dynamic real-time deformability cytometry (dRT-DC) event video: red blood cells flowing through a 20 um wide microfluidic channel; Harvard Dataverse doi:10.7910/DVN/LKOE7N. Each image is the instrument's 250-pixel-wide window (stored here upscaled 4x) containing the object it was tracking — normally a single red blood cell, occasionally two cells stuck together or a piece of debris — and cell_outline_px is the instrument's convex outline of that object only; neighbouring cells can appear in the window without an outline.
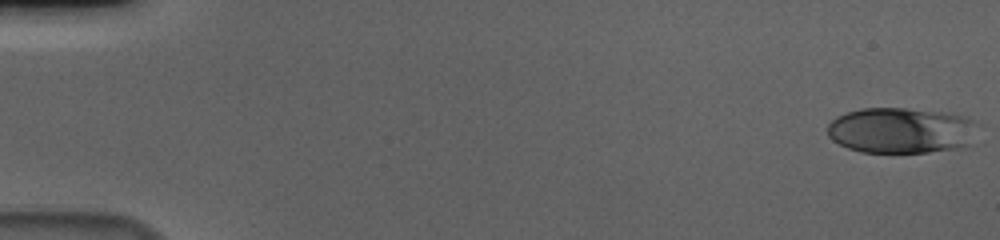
{"species": "human", "species_latin": "Homo sapiens", "temperature_condition": "cold", "stored_images_in_passage": 57, "camera_frame_rate_fps": 3000, "um_per_image_px": 0.085, "donor": {"sex": "male"}, "frame": {"image": 1, "passage_image": 1, "time_ms": 0.0, "image_size_px": [1000, 240], "cell_outline_px": [[972, 120], [968, 144], [960, 148], [928, 152], [860, 152], [848, 148], [832, 140], [828, 136], [828, 124], [836, 116], [848, 112], [864, 108], [904, 108], [948, 112], [968, 116]], "centroid_in_image_um": [76.51, 11.07], "position_along_channel_um": 8.5, "area_um2": 39.65}}
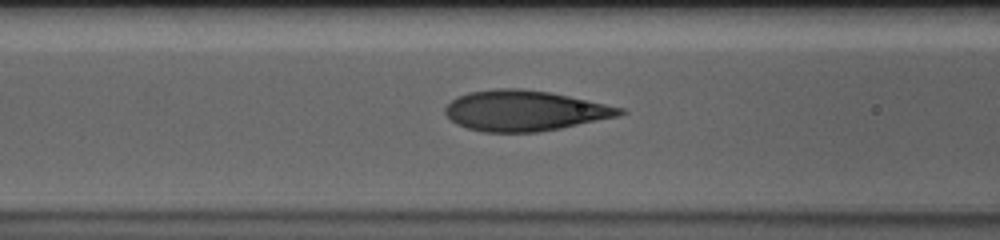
{"frame": {"image": 2, "passage_image": 24, "time_ms": 7.667, "image_size_px": [1000, 240], "cell_outline_px": [[628, 112], [620, 116], [560, 128], [536, 132], [484, 132], [468, 128], [456, 124], [444, 112], [444, 108], [456, 96], [468, 92], [496, 88], [520, 88], [548, 92], [588, 100], [624, 108]], "centroid_in_image_um": [44.59, 9.4], "position_along_channel_um": 122.0, "area_um2": 41.15}}
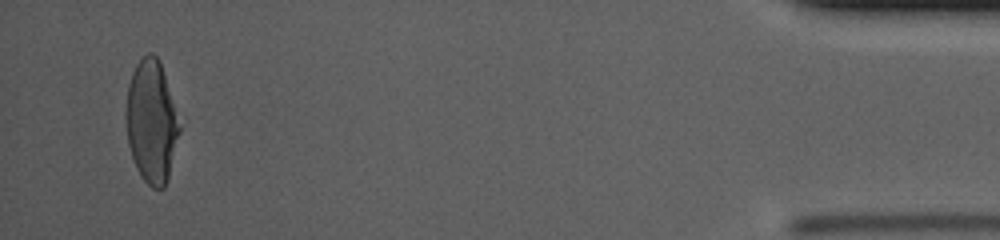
{"frame": {"image": 3, "passage_image": 55, "time_ms": 18.0, "image_size_px": [1000, 240], "cell_outline_px": [[180, 132], [168, 180], [164, 188], [152, 188], [140, 176], [136, 168], [128, 144], [124, 116], [124, 112], [128, 84], [132, 72], [136, 64], [148, 52], [152, 52], [160, 60], [180, 128]], "centroid_in_image_um": [12.84, 10.36], "position_along_channel_um": 422.4, "area_um2": 38.26}, "authors_computed_cell_mechanics": {"area_um2": 40.4022, "velocity_mm_per_s": 3.641, "shape_relaxation_time_tau1_ms": 4.9631, "shape_relaxation_time_tau2_ms": null, "deformation_change_tau1": 0.1992, "deformation_change_tau2": null}}